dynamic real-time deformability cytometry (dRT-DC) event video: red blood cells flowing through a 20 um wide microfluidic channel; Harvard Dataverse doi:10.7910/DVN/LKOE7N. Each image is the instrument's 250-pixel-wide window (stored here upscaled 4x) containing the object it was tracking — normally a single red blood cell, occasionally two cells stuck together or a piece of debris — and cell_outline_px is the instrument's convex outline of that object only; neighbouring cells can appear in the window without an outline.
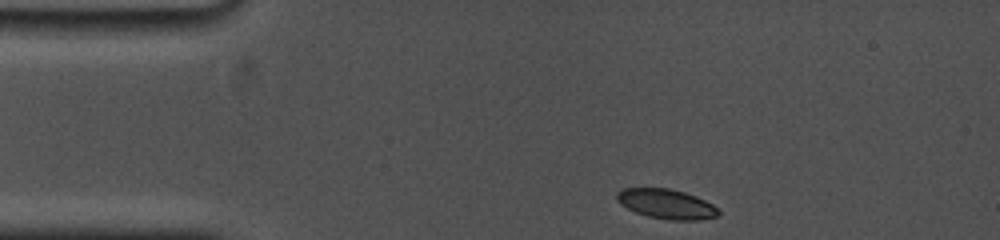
{"species": "common noctule bat (a hibernating species)", "species_latin": "Nyctalus noctula", "temperature_condition": "cold", "stored_images_in_passage": 66, "camera_frame_rate_fps": 5000, "um_per_image_px": 0.085, "animal": {"sex": "female", "body_mass_g": 19.0, "forearm_length_mm": 53.3}, "frame": {"image": 1, "passage_image": 1, "time_ms": 0.0, "image_size_px": [1000, 240], "cell_outline_px": [[720, 212], [716, 216], [700, 220], [668, 220], [648, 216], [636, 212], [620, 204], [616, 200], [616, 192], [624, 188], [668, 188], [684, 192], [696, 196], [712, 204]], "centroid_in_image_um": [56.62, 17.33], "position_along_channel_um": 28.4, "area_um2": 17.51}}
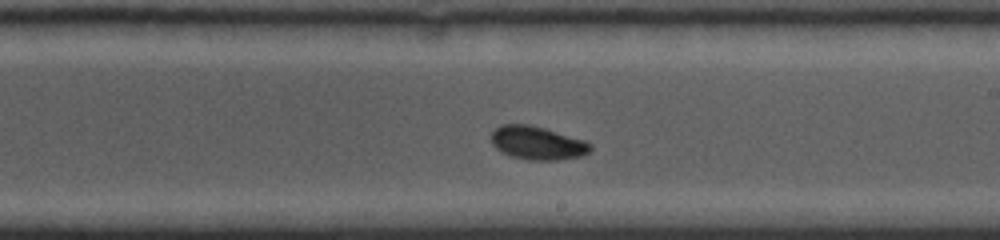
{"frame": {"image": 2, "passage_image": 37, "time_ms": 7.2, "image_size_px": [1000, 240], "cell_outline_px": [[592, 148], [584, 156], [556, 160], [528, 160], [512, 156], [500, 152], [492, 144], [492, 132], [500, 124], [528, 124], [544, 128], [584, 140], [592, 144]], "centroid_in_image_um": [45.68, 12.16], "position_along_channel_um": 243.3, "area_um2": 19.31}}
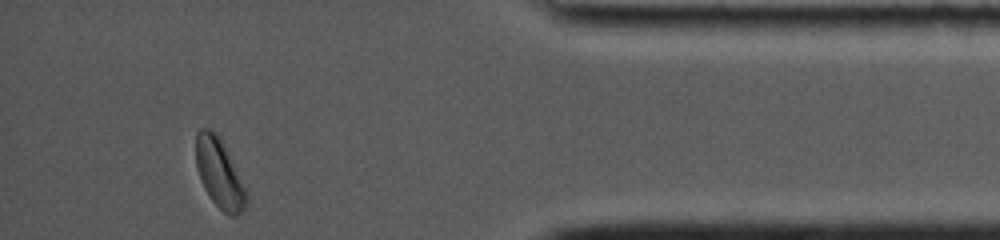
{"frame": {"image": 3, "passage_image": 64, "time_ms": 12.6, "image_size_px": [1000, 240], "cell_outline_px": [[248, 200], [244, 212], [236, 216], [228, 216], [212, 200], [204, 188], [200, 180], [196, 168], [196, 132], [200, 128], [208, 128], [216, 132], [248, 192]], "centroid_in_image_um": [18.65, 14.78], "position_along_channel_um": 416.5, "area_um2": 20.29}, "authors_computed_cell_mechanics": {"area_um2": 18.9584, "velocity_mm_per_s": 3.6968, "shape_relaxation_time_tau1_ms": 3.0837, "shape_relaxation_time_tau2_ms": null, "deformation_change_tau1": 0.0987, "deformation_change_tau2": null}}